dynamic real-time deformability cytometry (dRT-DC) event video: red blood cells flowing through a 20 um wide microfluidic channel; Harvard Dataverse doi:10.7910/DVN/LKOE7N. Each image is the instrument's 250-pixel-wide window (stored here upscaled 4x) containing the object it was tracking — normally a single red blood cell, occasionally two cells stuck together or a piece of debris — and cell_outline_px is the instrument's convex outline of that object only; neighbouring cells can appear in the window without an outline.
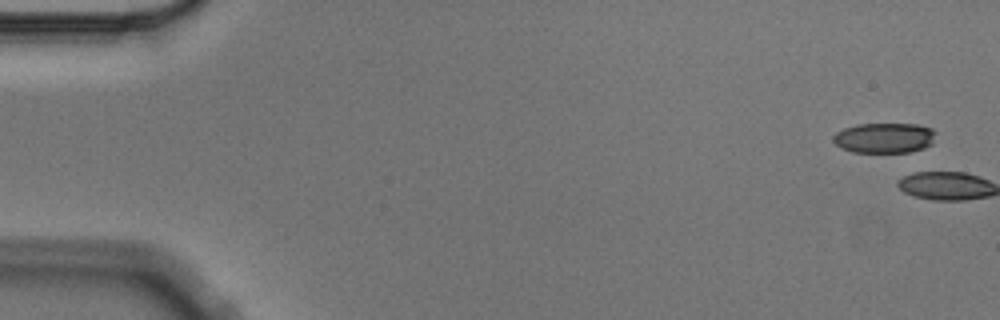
{"species": "Egyptian fruit bat (a non-hibernating species)", "species_latin": "Rousettus aegyptiacus", "temperature_condition": "cold", "stored_images_in_passage": 10, "camera_frame_rate_fps": 3000, "um_per_image_px": 0.085, "animal": {"sex": "male"}, "frame": {"image": 1, "passage_image": 1, "time_ms": 0.0, "image_size_px": [1000, 320], "cell_outline_px": [[936, 132], [932, 144], [924, 148], [908, 152], [852, 152], [840, 148], [832, 140], [832, 136], [836, 132], [844, 128], [856, 124], [916, 124], [932, 128]], "centroid_in_image_um": [75.16, 11.72], "position_along_channel_um": 9.8, "area_um2": 18.21}}
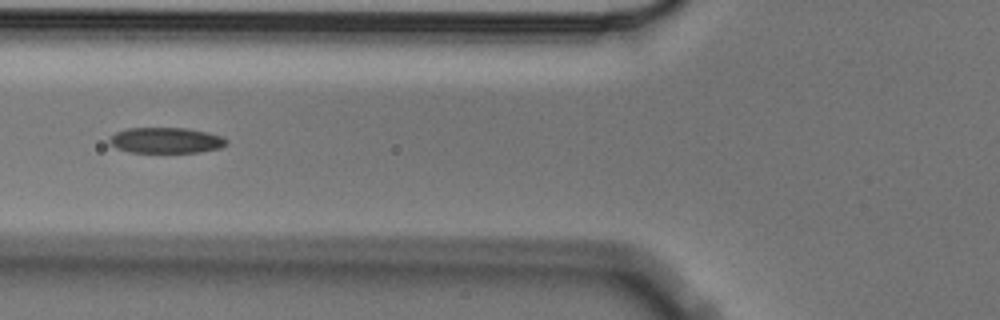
{"frame": {"image": 2, "passage_image": 7, "time_ms": 2.0, "image_size_px": [1000, 320], "cell_outline_px": [[228, 144], [220, 148], [200, 152], [128, 152], [116, 148], [108, 144], [108, 140], [116, 132], [128, 128], [188, 128], [208, 132], [220, 136], [228, 140]], "centroid_in_image_um": [14.1, 11.93], "position_along_channel_um": 111.7, "area_um2": 17.63}}
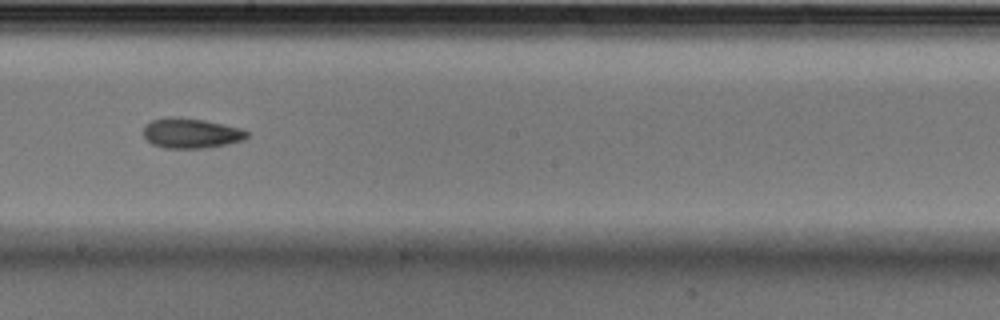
{"frame": {"image": 3, "passage_image": 10, "time_ms": 3.0, "image_size_px": [1000, 320], "cell_outline_px": [[248, 136], [244, 140], [204, 148], [164, 148], [152, 144], [144, 136], [144, 124], [152, 120], [168, 116], [180, 116], [204, 120], [240, 128], [248, 132]], "centroid_in_image_um": [16.2, 11.3], "position_along_channel_um": 232.0, "area_um2": 18.15}}